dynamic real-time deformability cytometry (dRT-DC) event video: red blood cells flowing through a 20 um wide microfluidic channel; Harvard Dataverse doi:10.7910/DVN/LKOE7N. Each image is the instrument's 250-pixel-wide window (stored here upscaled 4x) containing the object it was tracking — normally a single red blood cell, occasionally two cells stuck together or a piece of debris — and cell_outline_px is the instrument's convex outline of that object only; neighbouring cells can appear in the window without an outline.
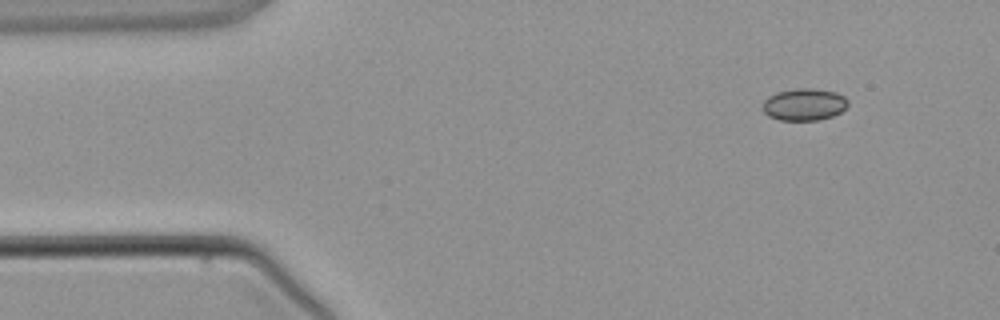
{"species": "common noctule bat (a hibernating species)", "species_latin": "Nyctalus noctula", "temperature_condition": "warm", "stored_images_in_passage": 4, "segment_of_instrument_passage": [2, 2], "camera_frame_rate_fps": 3000, "um_per_image_px": 0.085, "animal": {"sex": "male", "body_mass_g": 21.5, "forearm_length_mm": 52.0}, "frame": {"image": 1, "passage_image": 4, "time_ms": 3.667, "image_size_px": [1000, 320], "cell_outline_px": [[848, 104], [840, 112], [832, 116], [820, 120], [780, 120], [768, 116], [764, 112], [764, 100], [768, 96], [776, 92], [796, 88], [808, 88], [836, 92], [844, 96], [848, 100]], "centroid_in_image_um": [68.35, 8.88], "position_along_channel_um": 16.6, "area_um2": 15.9}}